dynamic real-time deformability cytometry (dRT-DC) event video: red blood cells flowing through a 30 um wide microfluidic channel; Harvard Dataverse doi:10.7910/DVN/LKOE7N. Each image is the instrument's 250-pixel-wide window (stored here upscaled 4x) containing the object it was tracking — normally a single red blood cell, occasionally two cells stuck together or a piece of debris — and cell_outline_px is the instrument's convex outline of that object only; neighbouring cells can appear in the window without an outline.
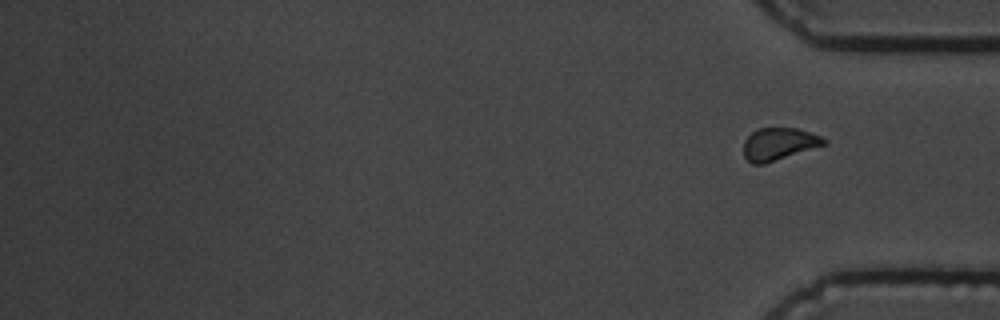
{"species": "common noctule bat (a hibernating species)", "species_latin": "Nyctalus noctula", "temperature_condition": "cold", "stored_images_in_passage": 13, "segment_of_instrument_passage": [2, 2], "camera_frame_rate_fps": 3000, "um_per_image_px": 0.085, "animal": {"sex": "male", "body_mass_g": 19.5, "forearm_length_mm": 54.6}, "frame": {"image": 1, "passage_image": 13, "time_ms": 14.0, "image_size_px": [1000, 320], "cell_outline_px": [[828, 144], [764, 164], [752, 164], [744, 156], [744, 140], [756, 128], [796, 128], [820, 136], [828, 140]], "centroid_in_image_um": [66.21, 12.24], "position_along_channel_um": 369.0, "area_um2": 15.2}}